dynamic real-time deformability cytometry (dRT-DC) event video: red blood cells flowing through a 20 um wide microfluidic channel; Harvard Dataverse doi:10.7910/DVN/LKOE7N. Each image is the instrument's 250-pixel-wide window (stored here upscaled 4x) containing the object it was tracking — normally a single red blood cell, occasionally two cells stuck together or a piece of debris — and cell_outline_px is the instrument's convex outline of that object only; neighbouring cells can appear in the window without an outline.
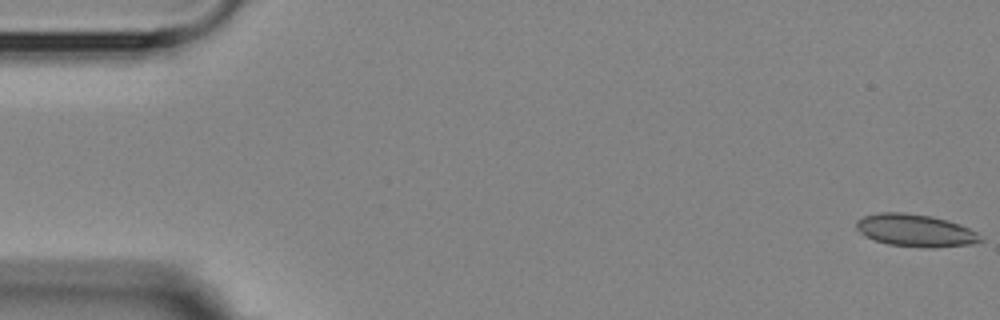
{"species": "Egyptian fruit bat (a non-hibernating species)", "species_latin": "Rousettus aegyptiacus", "temperature_condition": "room temperature", "stored_images_in_passage": 3, "camera_frame_rate_fps": 3000, "um_per_image_px": 0.085, "animal": {"sex": "female"}, "frame": {"image": 1, "passage_image": 1, "time_ms": 0.0, "image_size_px": [1000, 320], "cell_outline_px": [[984, 240], [972, 244], [932, 248], [888, 244], [864, 236], [856, 228], [856, 220], [864, 216], [880, 212], [904, 212], [932, 216], [948, 220], [960, 224], [976, 232]], "centroid_in_image_um": [77.81, 19.58], "position_along_channel_um": 7.2, "area_um2": 23.47}}